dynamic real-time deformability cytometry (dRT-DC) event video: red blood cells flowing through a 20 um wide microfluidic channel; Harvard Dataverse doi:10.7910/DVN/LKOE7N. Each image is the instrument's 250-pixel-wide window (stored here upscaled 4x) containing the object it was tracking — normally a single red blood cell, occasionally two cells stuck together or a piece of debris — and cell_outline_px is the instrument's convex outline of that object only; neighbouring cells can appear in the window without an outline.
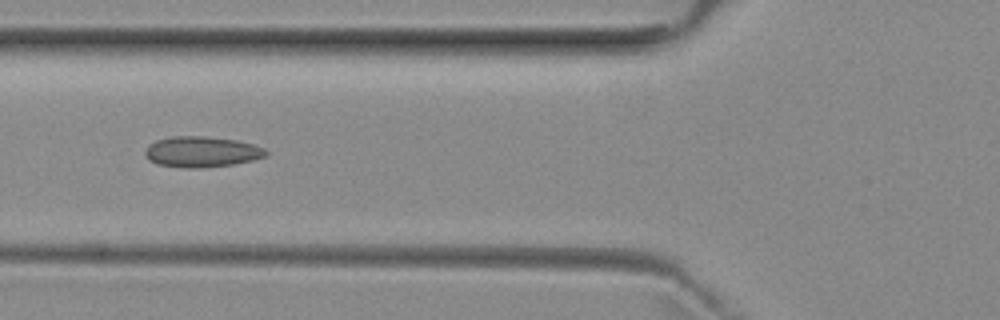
{"species": "common noctule bat (a hibernating species)", "species_latin": "Nyctalus noctula", "temperature_condition": "room temperature", "stored_images_in_passage": 20, "camera_frame_rate_fps": 3000, "um_per_image_px": 0.085, "animal": {"sex": "female", "body_mass_g": 29.2, "forearm_length_mm": 56.3}, "frame": {"image": 1, "passage_image": 6, "time_ms": 1.667, "image_size_px": [1000, 320], "cell_outline_px": [[268, 152], [264, 156], [252, 160], [232, 164], [200, 168], [184, 168], [156, 164], [148, 160], [144, 152], [148, 144], [156, 140], [172, 136], [204, 136], [236, 140], [252, 144], [264, 148]], "centroid_in_image_um": [17.08, 12.9], "position_along_channel_um": 108.7, "area_um2": 21.62}}
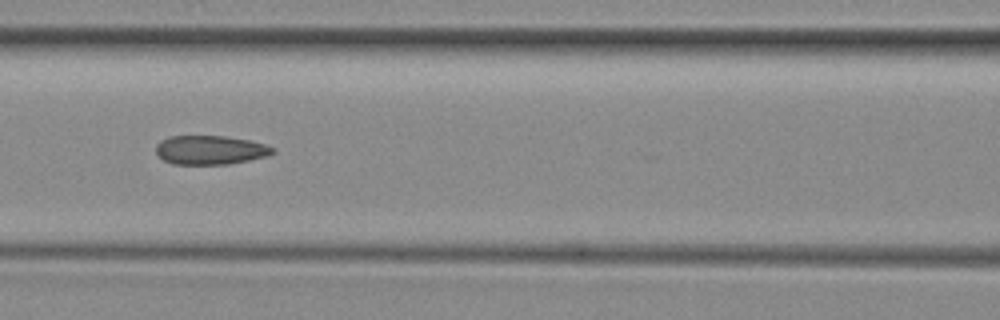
{"frame": {"image": 2, "passage_image": 9, "time_ms": 2.667, "image_size_px": [1000, 320], "cell_outline_px": [[276, 152], [268, 156], [228, 164], [172, 164], [164, 160], [156, 152], [156, 144], [160, 140], [168, 136], [224, 136], [248, 140], [264, 144], [276, 148]], "centroid_in_image_um": [17.87, 12.75], "position_along_channel_um": 148.7, "area_um2": 19.77}}